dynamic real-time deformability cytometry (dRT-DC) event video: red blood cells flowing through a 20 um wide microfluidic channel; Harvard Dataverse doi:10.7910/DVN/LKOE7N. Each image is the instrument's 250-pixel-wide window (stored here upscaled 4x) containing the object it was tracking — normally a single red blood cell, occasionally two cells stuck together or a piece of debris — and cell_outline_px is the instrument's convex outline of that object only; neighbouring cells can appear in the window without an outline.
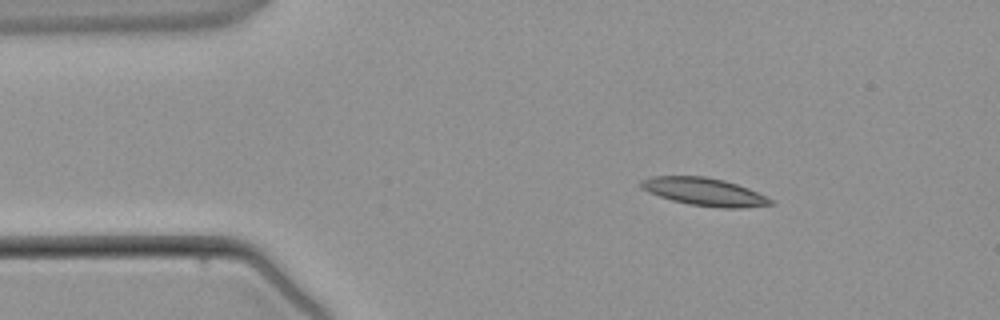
{"species": "common noctule bat (a hibernating species)", "species_latin": "Nyctalus noctula", "temperature_condition": "warm", "stored_images_in_passage": 2, "camera_frame_rate_fps": 3000, "um_per_image_px": 0.085, "animal": {"sex": "male", "body_mass_g": 21.5, "forearm_length_mm": 52.0}, "frame": {"image": 1, "passage_image": 1, "time_ms": 0.0, "image_size_px": [1000, 320], "cell_outline_px": [[776, 204], [740, 208], [724, 208], [688, 204], [672, 200], [648, 192], [640, 188], [640, 180], [652, 176], [704, 176], [724, 180], [748, 188], [772, 200]], "centroid_in_image_um": [59.83, 16.3], "position_along_channel_um": 25.2, "area_um2": 20.87}}